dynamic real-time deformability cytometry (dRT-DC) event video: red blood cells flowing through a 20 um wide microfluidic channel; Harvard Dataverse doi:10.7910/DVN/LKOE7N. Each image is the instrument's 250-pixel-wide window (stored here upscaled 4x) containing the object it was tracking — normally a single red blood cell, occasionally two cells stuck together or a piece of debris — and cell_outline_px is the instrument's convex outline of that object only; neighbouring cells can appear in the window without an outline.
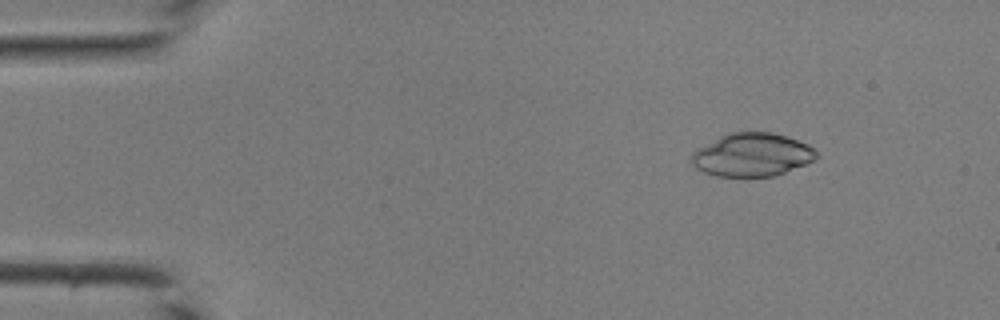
{"species": "common noctule bat (a hibernating species)", "species_latin": "Nyctalus noctula", "temperature_condition": "room temperature", "stored_images_in_passage": 36, "camera_frame_rate_fps": 3000, "um_per_image_px": 0.085, "animal": {"sex": "male", "body_mass_g": 19.0, "forearm_length_mm": 50.8}, "frame": {"image": 1, "passage_image": 6, "time_ms": 1.667, "image_size_px": [1000, 320], "cell_outline_px": [[820, 156], [804, 164], [784, 172], [772, 176], [716, 176], [704, 172], [696, 168], [692, 164], [692, 152], [720, 136], [728, 132], [772, 132], [808, 144]], "centroid_in_image_um": [63.9, 13.15], "position_along_channel_um": 21.1, "area_um2": 31.04}}